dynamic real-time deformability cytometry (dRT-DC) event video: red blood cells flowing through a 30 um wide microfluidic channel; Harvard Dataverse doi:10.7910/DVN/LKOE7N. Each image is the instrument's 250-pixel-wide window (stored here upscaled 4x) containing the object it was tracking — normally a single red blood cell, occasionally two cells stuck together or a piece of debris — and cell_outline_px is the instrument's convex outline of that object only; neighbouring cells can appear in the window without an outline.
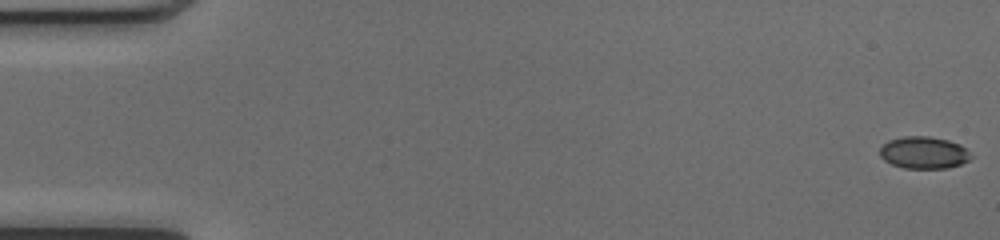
{"species": "common noctule bat (a hibernating species)", "species_latin": "Nyctalus noctula", "temperature_condition": "cold", "stored_images_in_passage": 51, "camera_frame_rate_fps": 3000, "um_per_image_px": 0.085, "animal": {"sex": "female", "body_mass_g": 17.0, "forearm_length_mm": 48.0}, "frame": {"image": 1, "passage_image": 1, "time_ms": 0.0, "image_size_px": [1000, 240], "cell_outline_px": [[972, 156], [968, 160], [960, 164], [948, 168], [904, 168], [892, 164], [884, 160], [880, 156], [880, 148], [888, 140], [904, 136], [928, 136], [948, 140], [960, 144]], "centroid_in_image_um": [78.5, 12.97], "position_along_channel_um": 6.5, "area_um2": 16.94}}
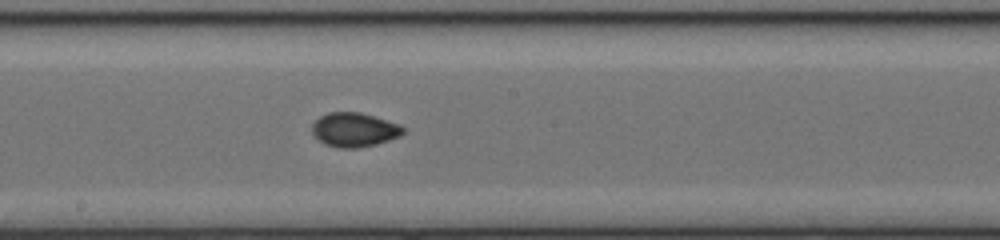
{"frame": {"image": 2, "passage_image": 28, "time_ms": 9.0, "image_size_px": [1000, 240], "cell_outline_px": [[404, 132], [400, 136], [376, 144], [356, 148], [340, 148], [324, 144], [312, 132], [312, 124], [320, 116], [328, 112], [360, 112], [400, 124], [404, 128]], "centroid_in_image_um": [30.11, 11.02], "position_along_channel_um": 218.1, "area_um2": 18.03}}
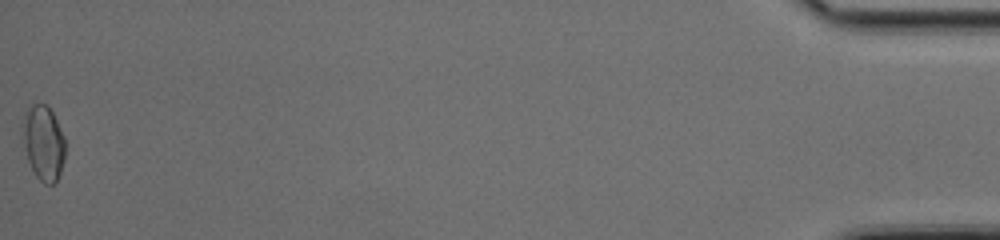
{"frame": {"image": 3, "passage_image": 51, "time_ms": 16.667, "image_size_px": [1000, 240], "cell_outline_px": [[64, 160], [60, 172], [56, 180], [52, 184], [44, 184], [36, 176], [28, 160], [24, 144], [24, 112], [32, 100], [48, 104], [64, 136]], "centroid_in_image_um": [3.69, 12.07], "position_along_channel_um": 431.5, "area_um2": 18.5}, "authors_computed_cell_mechanics": {"area_um2": 17.4556, "velocity_mm_per_s": 4.1299, "shape_relaxation_time_tau1_ms": 9.5099, "shape_relaxation_time_tau2_ms": 0.7018, "deformation_change_tau1": 0.1434, "deformation_change_tau2": 0.0393}}